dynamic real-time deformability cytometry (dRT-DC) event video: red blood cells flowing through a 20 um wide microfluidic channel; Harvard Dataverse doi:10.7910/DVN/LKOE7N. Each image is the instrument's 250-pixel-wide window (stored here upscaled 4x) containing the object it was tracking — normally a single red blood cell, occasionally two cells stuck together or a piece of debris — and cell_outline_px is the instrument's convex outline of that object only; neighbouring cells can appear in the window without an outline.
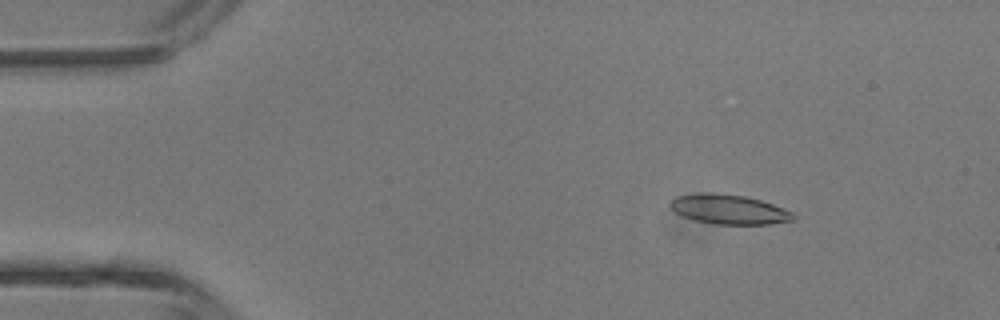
{"species": "common noctule bat (a hibernating species)", "species_latin": "Nyctalus noctula", "temperature_condition": "room temperature", "stored_images_in_passage": 4, "camera_frame_rate_fps": 3000, "um_per_image_px": 0.085, "animal": {"sex": "male", "body_mass_g": 13.3}, "frame": {"image": 1, "passage_image": 3, "time_ms": 2.0, "image_size_px": [1000, 320], "cell_outline_px": [[796, 216], [792, 220], [768, 224], [716, 224], [696, 220], [680, 216], [668, 204], [676, 196], [704, 192], [712, 192], [744, 196], [760, 200], [784, 208], [792, 212]], "centroid_in_image_um": [61.94, 17.79], "position_along_channel_um": 23.1, "area_um2": 21.1}}
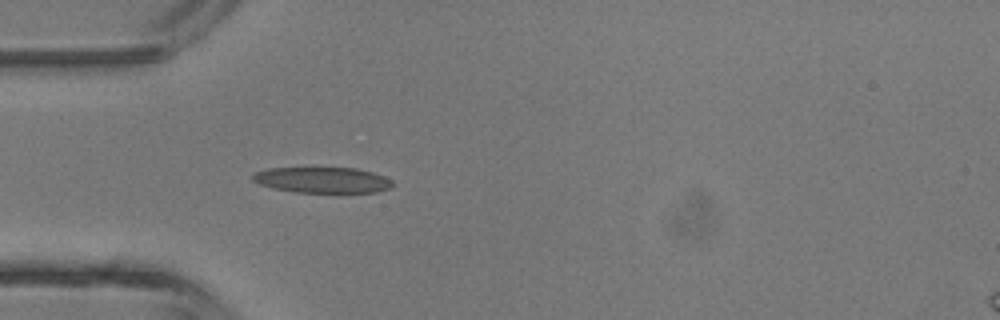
{"frame": {"image": 2, "passage_image": 4, "time_ms": 4.333, "image_size_px": [1000, 320], "cell_outline_px": [[396, 184], [392, 188], [376, 192], [296, 192], [272, 188], [260, 184], [252, 180], [252, 176], [256, 172], [268, 168], [356, 168], [372, 172], [384, 176], [392, 180]], "centroid_in_image_um": [27.45, 15.3], "position_along_channel_um": 57.5, "area_um2": 21.04}}